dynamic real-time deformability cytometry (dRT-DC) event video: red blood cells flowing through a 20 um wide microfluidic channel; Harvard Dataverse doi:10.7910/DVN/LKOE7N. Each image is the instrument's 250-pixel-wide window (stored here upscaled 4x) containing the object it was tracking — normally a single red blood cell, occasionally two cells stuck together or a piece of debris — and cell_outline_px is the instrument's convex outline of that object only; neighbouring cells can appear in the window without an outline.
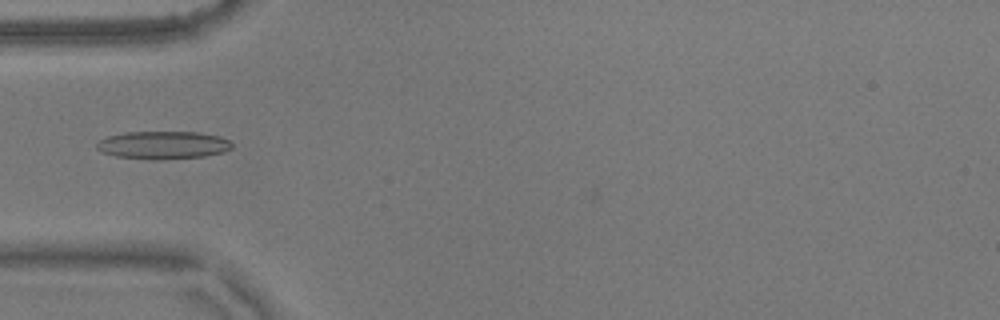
{"species": "common noctule bat (a hibernating species)", "species_latin": "Nyctalus noctula", "temperature_condition": "warm", "stored_images_in_passage": 27, "camera_frame_rate_fps": 3000, "um_per_image_px": 0.085, "animal": {"sex": "male", "body_mass_g": 17.9}, "frame": {"image": 1, "passage_image": 2, "time_ms": 0.333, "image_size_px": [1000, 320], "cell_outline_px": [[232, 148], [220, 152], [204, 156], [116, 156], [104, 152], [96, 148], [96, 144], [100, 140], [108, 136], [124, 132], [196, 132], [220, 136], [228, 140], [232, 144]], "centroid_in_image_um": [13.87, 12.26], "position_along_channel_um": 71.1, "area_um2": 20.46}}
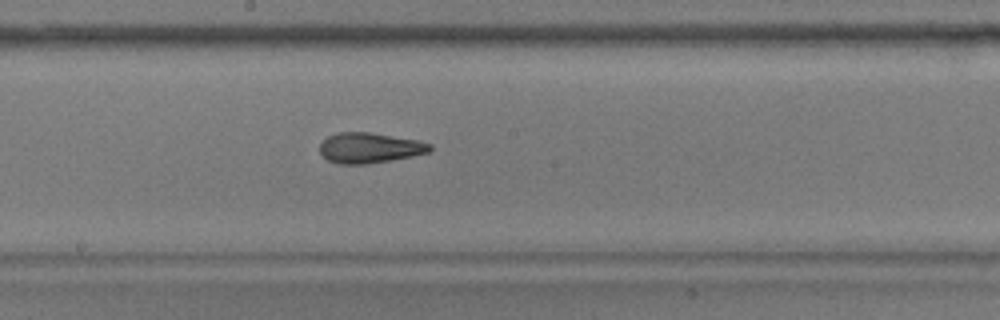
{"frame": {"image": 2, "passage_image": 14, "time_ms": 4.333, "image_size_px": [1000, 320], "cell_outline_px": [[432, 148], [428, 152], [412, 156], [392, 160], [368, 164], [336, 164], [328, 160], [320, 152], [320, 144], [328, 136], [336, 132], [372, 132], [416, 140], [432, 144]], "centroid_in_image_um": [31.4, 12.57], "position_along_channel_um": 216.8, "area_um2": 19.54}}
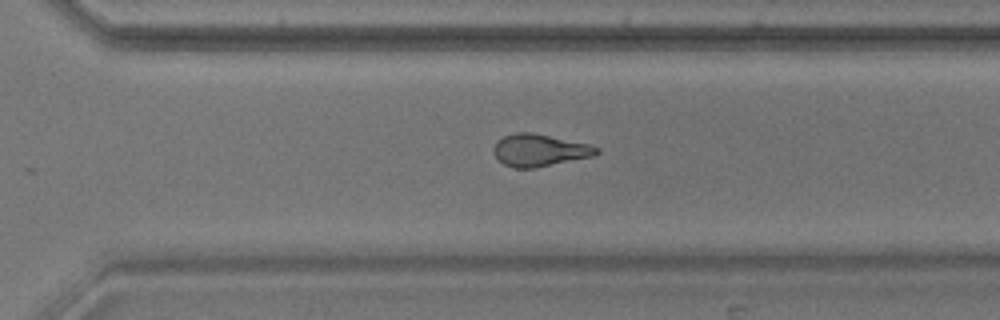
{"frame": {"image": 3, "passage_image": 23, "time_ms": 7.333, "image_size_px": [1000, 320], "cell_outline_px": [[600, 152], [592, 156], [536, 168], [512, 168], [504, 164], [496, 156], [496, 144], [504, 136], [516, 132], [532, 132], [588, 144], [600, 148]], "centroid_in_image_um": [45.9, 12.77], "position_along_channel_um": 324.7, "area_um2": 18.96}, "authors_computed_cell_mechanics": {"area_um2": 19.3052, "velocity_mm_per_s": 3.6098, "shape_relaxation_time_tau1_ms": 8.7617, "shape_relaxation_time_tau2_ms": 2.2777, "deformation_change_tau1": 0.2401, "deformation_change_tau2": 0.1142}}